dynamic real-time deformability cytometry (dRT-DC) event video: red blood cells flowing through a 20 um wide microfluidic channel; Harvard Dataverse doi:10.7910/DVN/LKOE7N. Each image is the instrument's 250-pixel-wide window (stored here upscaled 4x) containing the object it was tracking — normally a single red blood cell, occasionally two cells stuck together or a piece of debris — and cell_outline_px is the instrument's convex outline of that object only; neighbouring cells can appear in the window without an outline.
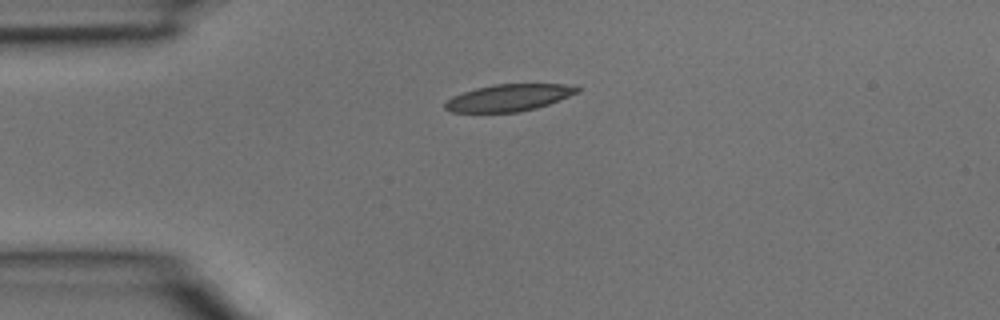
{"species": "common noctule bat (a hibernating species)", "species_latin": "Nyctalus noctula", "temperature_condition": "room temperature", "stored_images_in_passage": 1, "camera_frame_rate_fps": 3000, "um_per_image_px": 0.085, "animal": {"sex": "male", "body_mass_g": 15.6}, "frame": {"image": 1, "passage_image": 1, "time_ms": 0.0, "image_size_px": [1000, 320], "cell_outline_px": [[580, 92], [548, 104], [536, 108], [520, 112], [452, 112], [444, 108], [444, 104], [452, 96], [476, 88], [492, 84], [564, 84], [580, 88]], "centroid_in_image_um": [43.24, 8.3], "position_along_channel_um": 41.8, "area_um2": 20.63}}